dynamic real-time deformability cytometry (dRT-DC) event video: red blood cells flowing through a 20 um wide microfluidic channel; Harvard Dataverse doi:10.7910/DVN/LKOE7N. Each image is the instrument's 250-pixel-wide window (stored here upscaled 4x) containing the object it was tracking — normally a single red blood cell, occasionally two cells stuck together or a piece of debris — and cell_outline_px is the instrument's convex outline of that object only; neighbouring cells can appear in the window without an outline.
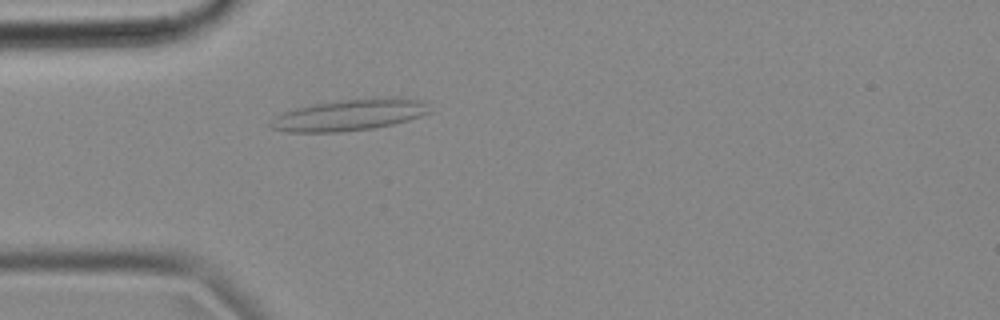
{"species": "common noctule bat (a hibernating species)", "species_latin": "Nyctalus noctula", "temperature_condition": "cold", "stored_images_in_passage": 54, "camera_frame_rate_fps": 3000, "um_per_image_px": 0.085, "animal": {"sex": "female", "body_mass_g": 18.4}, "frame": {"image": 1, "passage_image": 15, "time_ms": 4.667, "image_size_px": [1000, 320], "cell_outline_px": [[432, 112], [408, 120], [392, 124], [372, 128], [340, 132], [288, 132], [272, 128], [268, 124], [276, 116], [284, 112], [296, 108], [312, 104], [372, 96], [400, 96], [420, 100]], "centroid_in_image_um": [29.74, 9.74], "position_along_channel_um": 55.3, "area_um2": 29.3}}
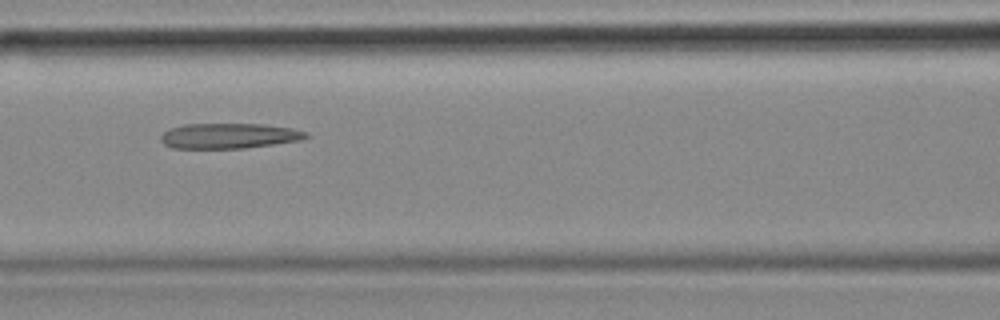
{"frame": {"image": 2, "passage_image": 23, "time_ms": 7.333, "image_size_px": [1000, 320], "cell_outline_px": [[312, 136], [300, 140], [244, 148], [172, 148], [164, 144], [160, 140], [160, 136], [168, 128], [184, 124], [264, 124], [292, 128], [308, 132]], "centroid_in_image_um": [19.46, 11.54], "position_along_channel_um": 147.1, "area_um2": 21.5}}
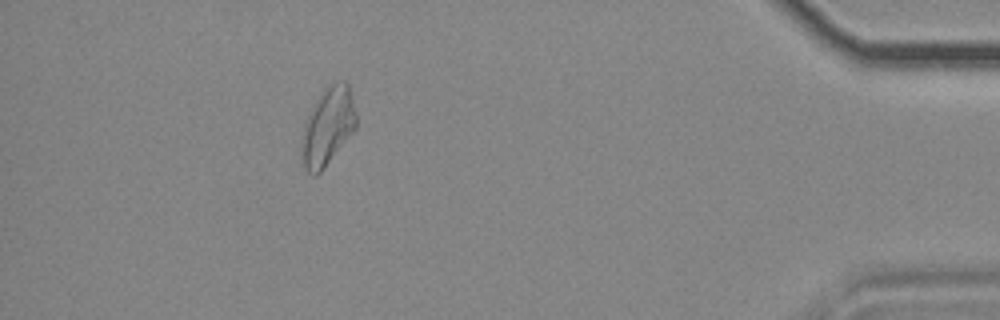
{"frame": {"image": 3, "passage_image": 49, "time_ms": 16.0, "image_size_px": [1000, 320], "cell_outline_px": [[356, 128], [324, 168], [316, 176], [312, 176], [304, 168], [300, 152], [300, 144], [304, 124], [316, 100], [324, 88], [332, 84], [344, 80], [348, 84], [356, 116]], "centroid_in_image_um": [27.83, 10.8], "position_along_channel_um": 407.4, "area_um2": 24.57}, "authors_computed_cell_mechanics": {"area_um2": 23.1778, "velocity_mm_per_s": 3.6282, "shape_relaxation_time_tau1_ms": null, "shape_relaxation_time_tau2_ms": 5.942, "deformation_change_tau1": null, "deformation_change_tau2": 0.1923}}